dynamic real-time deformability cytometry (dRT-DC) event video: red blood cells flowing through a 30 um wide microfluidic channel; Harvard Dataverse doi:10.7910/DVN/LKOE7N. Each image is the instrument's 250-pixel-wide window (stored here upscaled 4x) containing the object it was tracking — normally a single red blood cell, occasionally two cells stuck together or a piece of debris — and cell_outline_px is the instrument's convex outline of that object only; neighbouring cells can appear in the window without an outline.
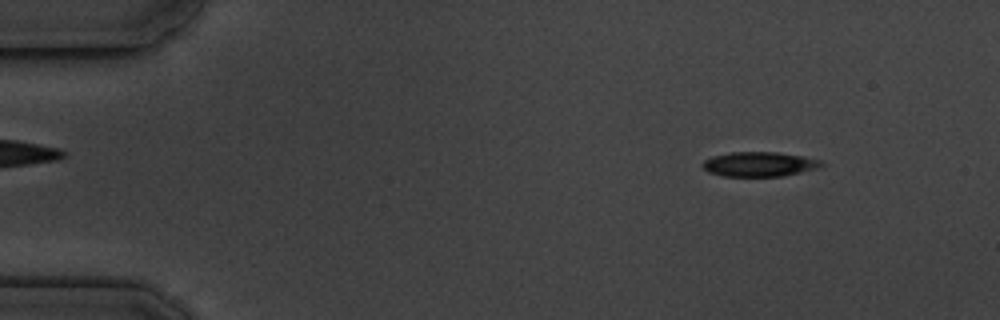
{"species": "common noctule bat (a hibernating species)", "species_latin": "Nyctalus noctula", "temperature_condition": "cold", "stored_images_in_passage": 3, "camera_frame_rate_fps": 3000, "um_per_image_px": 0.085, "animal": {"sex": "male", "body_mass_g": 19.5, "forearm_length_mm": 54.6}, "frame": {"image": 1, "passage_image": 1, "time_ms": 0.0, "image_size_px": [1000, 320], "cell_outline_px": [[824, 164], [816, 168], [784, 176], [724, 176], [708, 172], [700, 164], [704, 160], [712, 156], [732, 152], [776, 152], [800, 156], [820, 160]], "centroid_in_image_um": [64.48, 13.95], "position_along_channel_um": 20.5, "area_um2": 16.88}}
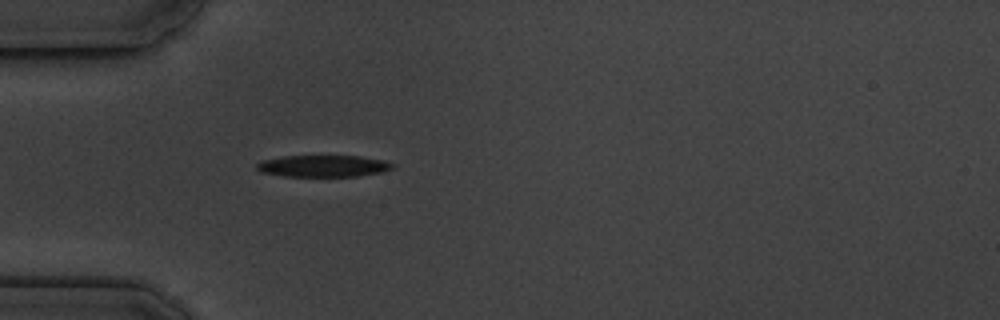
{"frame": {"image": 2, "passage_image": 3, "time_ms": 3.333, "image_size_px": [1000, 320], "cell_outline_px": [[396, 168], [384, 172], [356, 176], [284, 176], [260, 172], [256, 168], [256, 164], [260, 160], [280, 156], [360, 156], [384, 160], [396, 164]], "centroid_in_image_um": [27.5, 14.11], "position_along_channel_um": 57.5, "area_um2": 17.46}}